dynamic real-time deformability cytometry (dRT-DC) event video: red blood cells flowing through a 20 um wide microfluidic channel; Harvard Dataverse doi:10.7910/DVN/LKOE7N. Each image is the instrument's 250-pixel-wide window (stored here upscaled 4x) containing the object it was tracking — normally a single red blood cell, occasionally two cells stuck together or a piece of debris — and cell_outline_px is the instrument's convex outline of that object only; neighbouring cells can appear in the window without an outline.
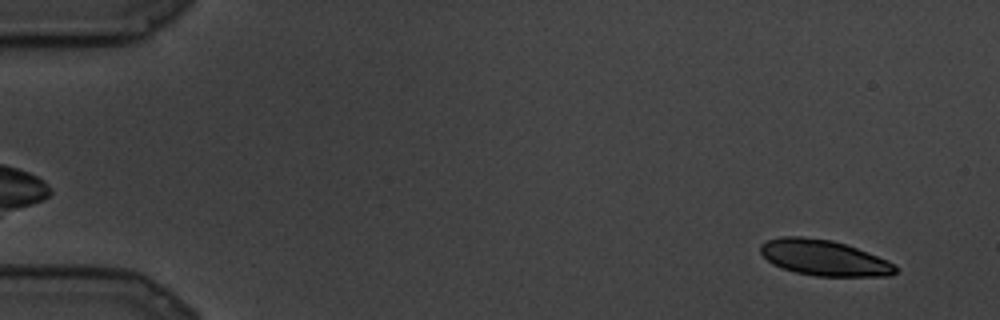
{"species": "common noctule bat (a hibernating species)", "species_latin": "Nyctalus noctula", "temperature_condition": "cold", "stored_images_in_passage": 91, "camera_frame_rate_fps": 3000, "um_per_image_px": 0.085, "animal": {"sex": "male", "body_mass_g": 19.5, "forearm_length_mm": 54.6}, "frame": {"image": 1, "passage_image": 6, "time_ms": 1.667, "image_size_px": [1000, 320], "cell_outline_px": [[896, 272], [888, 276], [816, 276], [796, 272], [772, 264], [760, 252], [760, 244], [768, 240], [784, 236], [800, 236], [832, 240], [856, 248], [888, 260], [896, 268]], "centroid_in_image_um": [70.01, 21.91], "position_along_channel_um": 15.0, "area_um2": 27.74}}
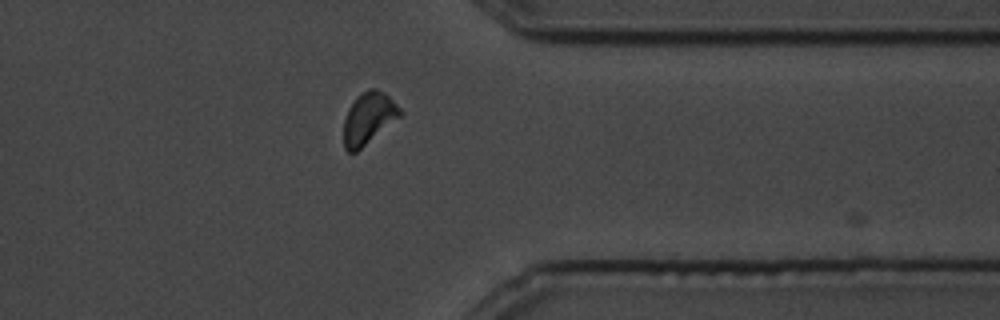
{"frame": {"image": 2, "passage_image": 73, "time_ms": 24.0, "image_size_px": [1000, 320], "cell_outline_px": [[404, 112], [400, 116], [356, 152], [348, 152], [344, 148], [344, 120], [348, 108], [356, 96], [360, 92], [368, 88], [376, 88], [384, 92]], "centroid_in_image_um": [31.3, 10.02], "position_along_channel_um": 380.1, "area_um2": 16.88}}
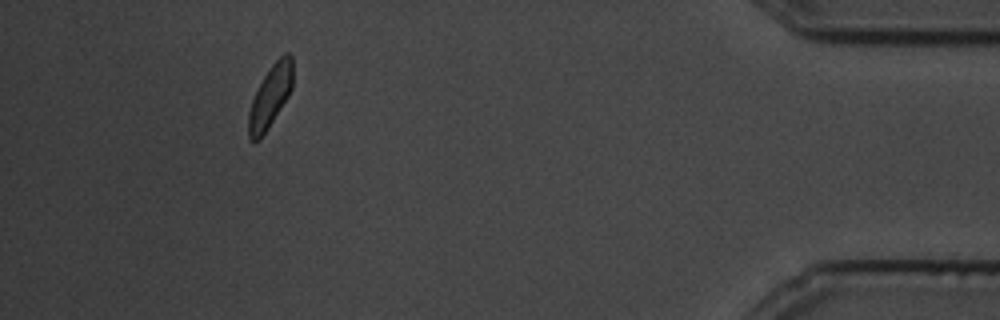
{"frame": {"image": 3, "passage_image": 84, "time_ms": 27.667, "image_size_px": [1000, 320], "cell_outline_px": [[292, 88], [288, 96], [268, 128], [260, 140], [252, 144], [248, 140], [248, 112], [252, 100], [264, 76], [272, 64], [284, 52], [288, 52], [292, 56]], "centroid_in_image_um": [22.95, 8.24], "position_along_channel_um": 412.3, "area_um2": 16.07}}